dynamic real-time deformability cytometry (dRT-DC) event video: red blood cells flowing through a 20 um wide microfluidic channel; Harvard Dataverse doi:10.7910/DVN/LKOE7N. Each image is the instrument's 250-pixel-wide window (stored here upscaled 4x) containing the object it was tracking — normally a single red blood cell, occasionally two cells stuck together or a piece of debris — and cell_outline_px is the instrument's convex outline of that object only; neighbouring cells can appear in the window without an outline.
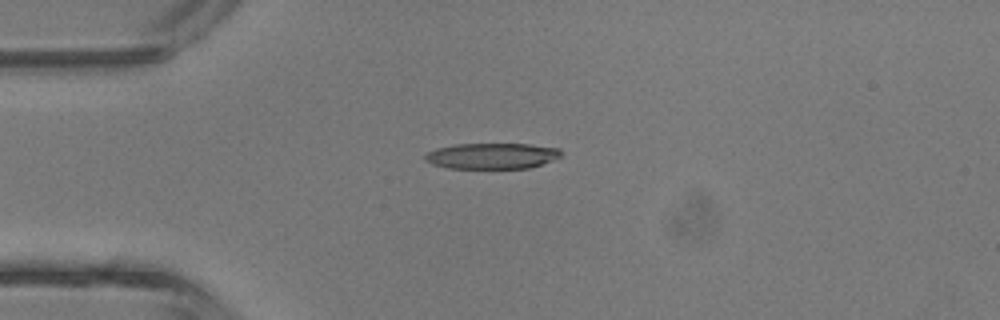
{"species": "common noctule bat (a hibernating species)", "species_latin": "Nyctalus noctula", "temperature_condition": "room temperature", "stored_images_in_passage": 3, "camera_frame_rate_fps": 3000, "um_per_image_px": 0.085, "animal": {"sex": "male", "body_mass_g": 13.3}, "frame": {"image": 1, "passage_image": 2, "time_ms": 1.333, "image_size_px": [1000, 320], "cell_outline_px": [[560, 156], [540, 164], [528, 168], [448, 168], [432, 164], [424, 160], [424, 156], [428, 152], [436, 148], [456, 144], [528, 144], [560, 148]], "centroid_in_image_um": [41.76, 13.25], "position_along_channel_um": 43.2, "area_um2": 20.29}}